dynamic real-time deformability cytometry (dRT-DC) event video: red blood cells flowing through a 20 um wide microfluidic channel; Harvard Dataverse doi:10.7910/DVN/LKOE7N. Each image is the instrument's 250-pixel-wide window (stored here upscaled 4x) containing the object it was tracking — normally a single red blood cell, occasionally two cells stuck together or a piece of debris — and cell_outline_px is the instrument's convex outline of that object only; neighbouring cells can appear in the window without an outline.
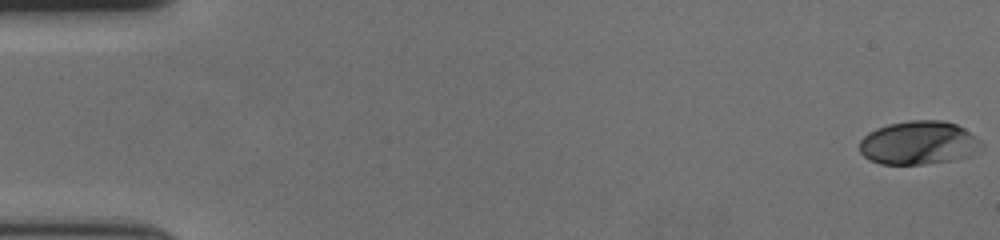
{"species": "human", "species_latin": "Homo sapiens", "temperature_condition": "cold", "stored_images_in_passage": 59, "camera_frame_rate_fps": 3000, "um_per_image_px": 0.085, "donor": {"sex": "female"}, "frame": {"image": 1, "passage_image": 1, "time_ms": 0.0, "image_size_px": [1000, 240], "cell_outline_px": [[984, 148], [968, 156], [952, 160], [924, 164], [880, 164], [868, 160], [860, 152], [860, 140], [868, 132], [876, 128], [888, 124], [908, 120], [944, 120], [956, 124], [964, 128], [980, 140], [984, 144]], "centroid_in_image_um": [78.09, 12.14], "position_along_channel_um": 6.9, "area_um2": 31.21}}
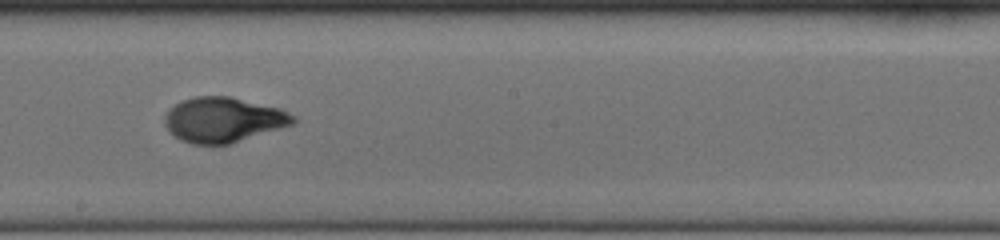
{"frame": {"image": 2, "passage_image": 34, "time_ms": 11.0, "image_size_px": [1000, 240], "cell_outline_px": [[296, 120], [292, 124], [228, 144], [192, 144], [180, 140], [168, 132], [164, 124], [164, 116], [180, 100], [196, 96], [232, 96], [280, 108], [296, 116]], "centroid_in_image_um": [18.95, 10.17], "position_along_channel_um": 229.3, "area_um2": 33.64}}
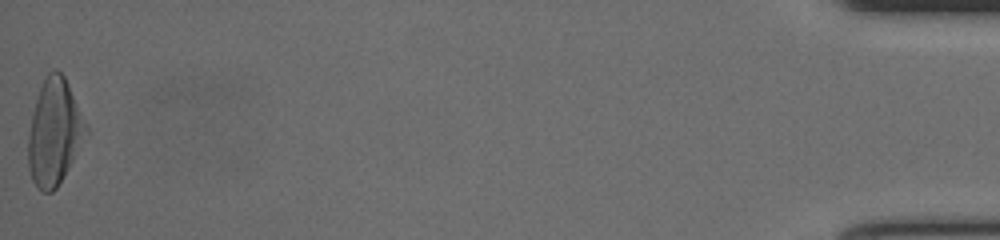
{"frame": {"image": 3, "passage_image": 59, "time_ms": 19.333, "image_size_px": [1000, 240], "cell_outline_px": [[88, 132], [56, 188], [52, 192], [44, 192], [36, 188], [32, 180], [28, 168], [28, 132], [32, 112], [40, 88], [48, 72], [56, 68], [64, 76], [68, 84], [88, 128]], "centroid_in_image_um": [4.58, 11.24], "position_along_channel_um": 430.6, "area_um2": 35.14}, "authors_computed_cell_mechanics": {"area_um2": 32.4258, "velocity_mm_per_s": 3.6104, "shape_relaxation_time_tau1_ms": 4.2348, "shape_relaxation_time_tau2_ms": 1.1136, "deformation_change_tau1": 0.2109, "deformation_change_tau2": 0.0581}}